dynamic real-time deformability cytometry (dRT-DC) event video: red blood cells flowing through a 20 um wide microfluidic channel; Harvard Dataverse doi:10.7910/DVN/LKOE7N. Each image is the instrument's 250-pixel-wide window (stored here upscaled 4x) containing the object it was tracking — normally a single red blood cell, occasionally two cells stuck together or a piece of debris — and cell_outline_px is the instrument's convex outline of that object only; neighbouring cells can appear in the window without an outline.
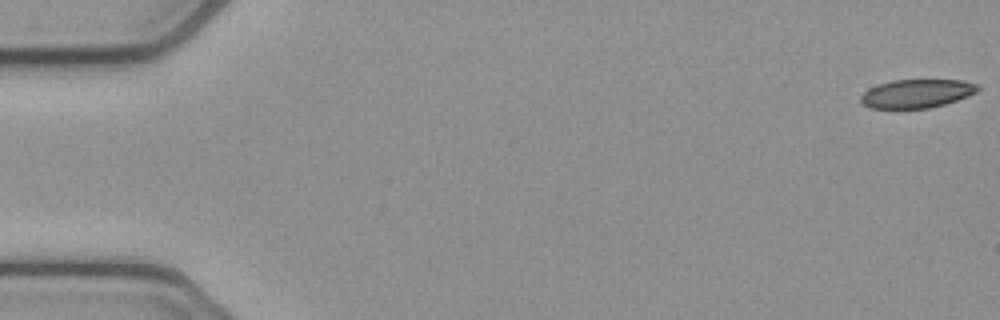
{"species": "common noctule bat (a hibernating species)", "species_latin": "Nyctalus noctula", "temperature_condition": "cold", "stored_images_in_passage": 53, "camera_frame_rate_fps": 3000, "um_per_image_px": 0.085, "animal": {"sex": "female", "body_mass_g": 21.9}, "frame": {"image": 1, "passage_image": 1, "time_ms": 0.0, "image_size_px": [1000, 320], "cell_outline_px": [[980, 88], [976, 92], [968, 96], [944, 104], [928, 108], [872, 108], [864, 104], [860, 100], [860, 96], [868, 88], [892, 80], [964, 80], [976, 84]], "centroid_in_image_um": [77.92, 7.94], "position_along_channel_um": 7.1, "area_um2": 19.31}}
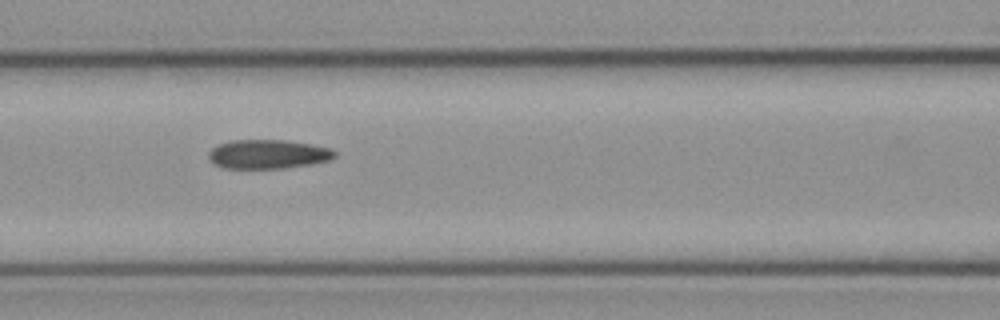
{"frame": {"image": 2, "passage_image": 23, "time_ms": 7.333, "image_size_px": [1000, 320], "cell_outline_px": [[336, 156], [332, 160], [312, 164], [284, 168], [224, 168], [216, 164], [208, 156], [208, 152], [212, 148], [228, 140], [284, 140], [312, 144], [332, 148], [336, 152]], "centroid_in_image_um": [22.83, 13.1], "position_along_channel_um": 143.8, "area_um2": 21.44}}
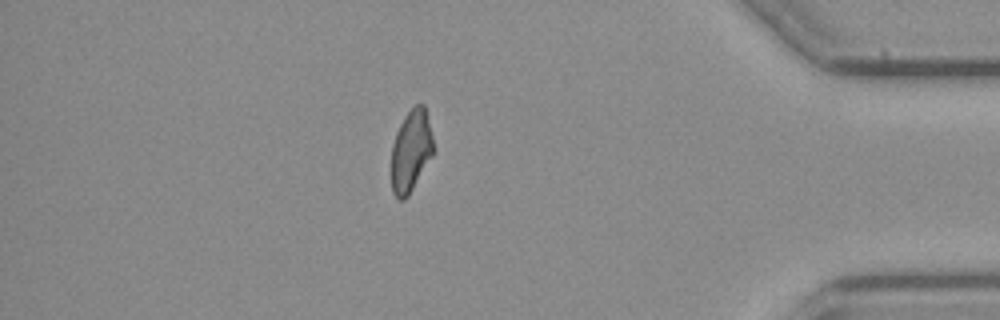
{"frame": {"image": 3, "passage_image": 46, "time_ms": 15.0, "image_size_px": [1000, 320], "cell_outline_px": [[432, 156], [408, 196], [404, 200], [400, 200], [392, 192], [392, 144], [396, 132], [404, 116], [416, 104], [424, 104], [432, 136]], "centroid_in_image_um": [34.91, 12.83], "position_along_channel_um": 400.3, "area_um2": 19.71}, "authors_computed_cell_mechanics": {"area_um2": 21.4438, "velocity_mm_per_s": 3.872, "shape_relaxation_time_tau1_ms": null, "shape_relaxation_time_tau2_ms": 3.2822, "deformation_change_tau1": null, "deformation_change_tau2": 0.1039}}